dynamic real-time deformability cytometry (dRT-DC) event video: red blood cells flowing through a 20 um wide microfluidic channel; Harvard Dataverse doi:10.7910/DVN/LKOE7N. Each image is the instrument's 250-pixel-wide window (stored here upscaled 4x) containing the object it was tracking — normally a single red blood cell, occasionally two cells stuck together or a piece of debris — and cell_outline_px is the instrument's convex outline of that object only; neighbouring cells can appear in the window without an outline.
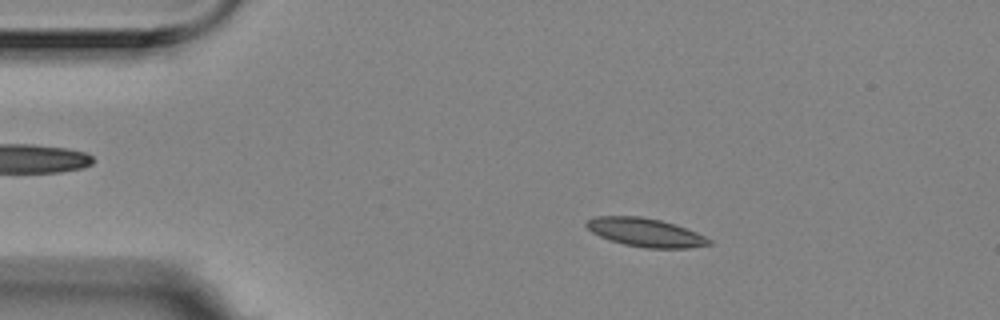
{"species": "Egyptian fruit bat (a non-hibernating species)", "species_latin": "Rousettus aegyptiacus", "temperature_condition": "room temperature", "stored_images_in_passage": 55, "camera_frame_rate_fps": 3000, "um_per_image_px": 0.085, "animal": {"sex": "female"}, "frame": {"image": 1, "passage_image": 9, "time_ms": 2.667, "image_size_px": [1000, 320], "cell_outline_px": [[712, 244], [688, 248], [644, 248], [624, 244], [608, 240], [592, 232], [584, 224], [588, 220], [596, 216], [640, 216], [660, 220], [696, 232], [712, 240]], "centroid_in_image_um": [54.84, 19.76], "position_along_channel_um": 30.2, "area_um2": 20.23}}
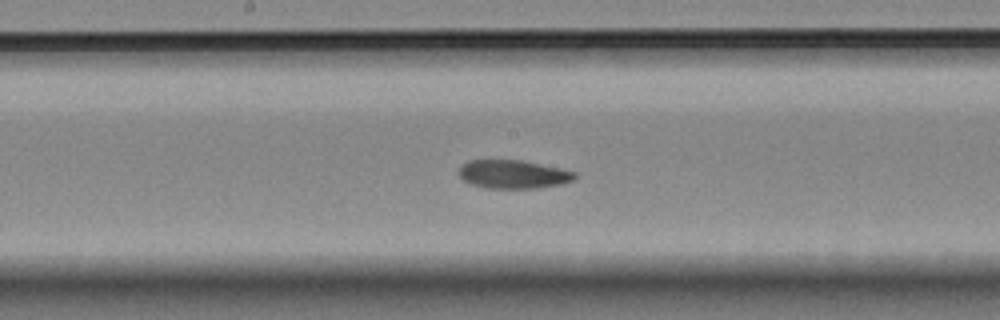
{"frame": {"image": 2, "passage_image": 28, "time_ms": 9.0, "image_size_px": [1000, 320], "cell_outline_px": [[576, 176], [572, 180], [560, 184], [536, 188], [484, 188], [472, 184], [464, 180], [460, 176], [460, 168], [468, 160], [524, 160], [560, 168], [576, 172]], "centroid_in_image_um": [43.63, 14.81], "position_along_channel_um": 204.6, "area_um2": 19.07}}
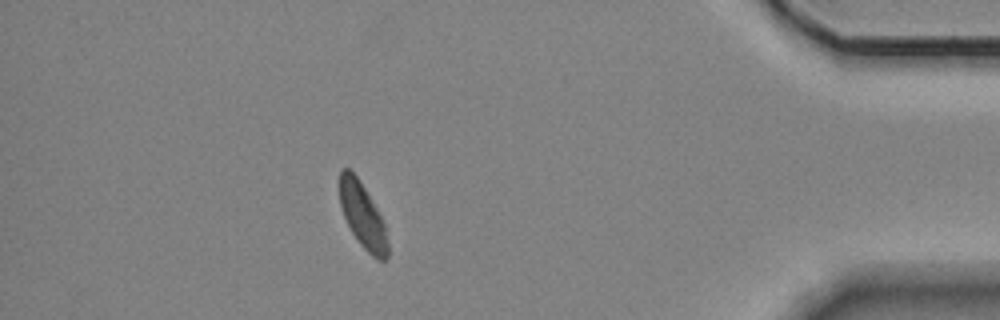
{"frame": {"image": 3, "passage_image": 49, "time_ms": 16.0, "image_size_px": [1000, 320], "cell_outline_px": [[388, 256], [384, 260], [376, 260], [360, 244], [352, 232], [344, 216], [340, 204], [340, 168], [348, 168], [356, 176], [364, 188], [376, 208], [384, 224], [388, 244]], "centroid_in_image_um": [30.82, 18.35], "position_along_channel_um": 404.4, "area_um2": 17.8}, "authors_computed_cell_mechanics": {"area_um2": 19.8254, "velocity_mm_per_s": 3.5137, "shape_relaxation_time_tau1_ms": 8.3887, "shape_relaxation_time_tau2_ms": 4.9399, "deformation_change_tau1": 0.1321, "deformation_change_tau2": 0.0849}}